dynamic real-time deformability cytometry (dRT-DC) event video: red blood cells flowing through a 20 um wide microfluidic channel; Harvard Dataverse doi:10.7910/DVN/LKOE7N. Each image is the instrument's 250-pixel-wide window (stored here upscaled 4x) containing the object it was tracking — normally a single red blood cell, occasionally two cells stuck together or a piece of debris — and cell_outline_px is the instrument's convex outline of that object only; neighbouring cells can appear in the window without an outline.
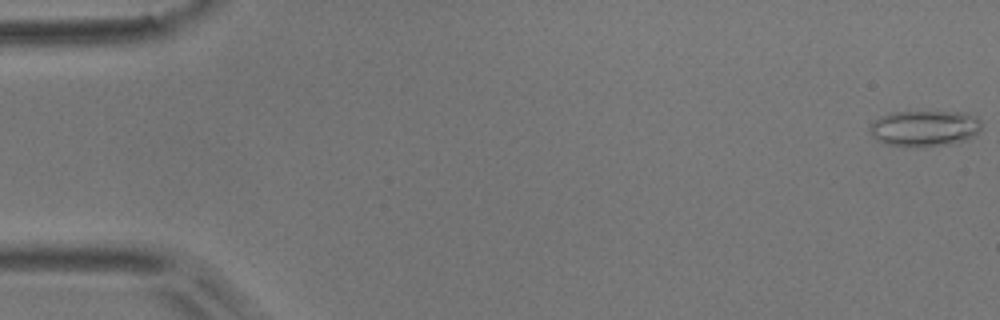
{"species": "common noctule bat (a hibernating species)", "species_latin": "Nyctalus noctula", "temperature_condition": "room temperature", "stored_images_in_passage": 7, "camera_frame_rate_fps": 3000, "um_per_image_px": 0.085, "animal": {"sex": "male", "body_mass_g": 17.9}, "frame": {"image": 1, "passage_image": 1, "time_ms": 0.0, "image_size_px": [1000, 320], "cell_outline_px": [[980, 128], [972, 136], [964, 140], [948, 144], [916, 148], [884, 144], [876, 140], [872, 136], [868, 128], [868, 124], [872, 120], [880, 116], [892, 112], [968, 112], [976, 116], [980, 120]], "centroid_in_image_um": [78.5, 10.91], "position_along_channel_um": 6.5, "area_um2": 23.81}}
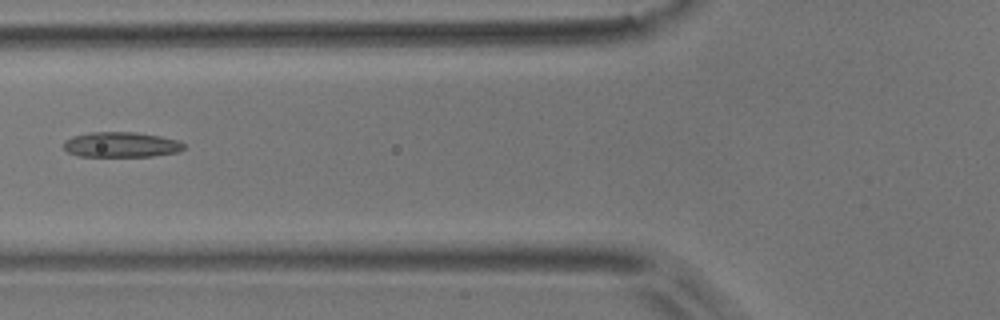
{"frame": {"image": 2, "passage_image": 6, "time_ms": 1.667, "image_size_px": [1000, 320], "cell_outline_px": [[184, 148], [176, 152], [152, 156], [76, 156], [68, 152], [64, 148], [64, 140], [72, 136], [88, 132], [136, 132], [160, 136], [180, 140], [184, 144]], "centroid_in_image_um": [10.27, 12.29], "position_along_channel_um": 115.5, "area_um2": 17.74}}
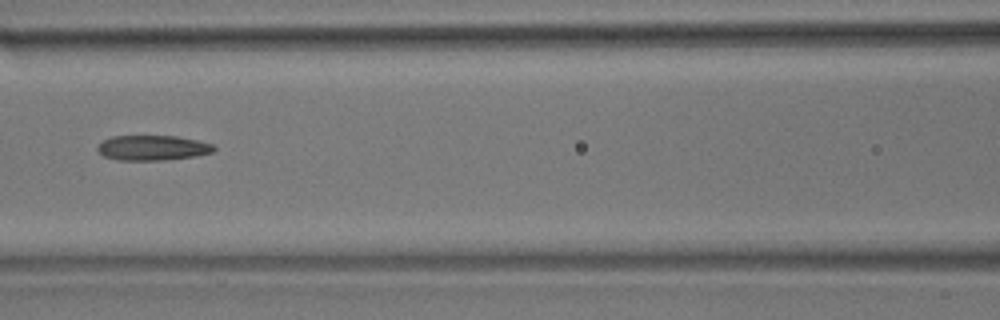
{"frame": {"image": 3, "passage_image": 7, "time_ms": 2.0, "image_size_px": [1000, 320], "cell_outline_px": [[216, 148], [212, 152], [196, 156], [160, 160], [116, 160], [104, 156], [96, 148], [104, 140], [112, 136], [176, 136], [196, 140], [212, 144]], "centroid_in_image_um": [12.96, 12.56], "position_along_channel_um": 153.6, "area_um2": 16.82}}